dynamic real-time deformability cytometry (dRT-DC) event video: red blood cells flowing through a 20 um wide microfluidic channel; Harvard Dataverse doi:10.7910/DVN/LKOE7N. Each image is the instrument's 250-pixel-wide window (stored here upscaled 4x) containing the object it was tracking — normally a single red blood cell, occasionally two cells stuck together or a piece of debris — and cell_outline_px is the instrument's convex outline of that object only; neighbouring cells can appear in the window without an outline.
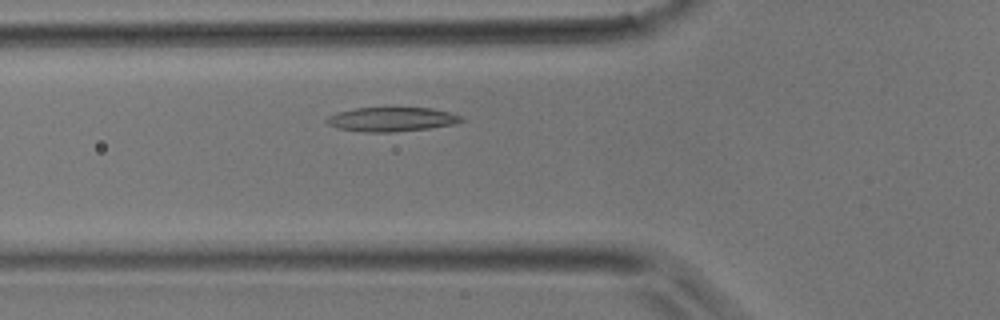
{"species": "common noctule bat (a hibernating species)", "species_latin": "Nyctalus noctula", "temperature_condition": "room temperature", "stored_images_in_passage": 34, "camera_frame_rate_fps": 3000, "um_per_image_px": 0.085, "animal": {"sex": "male", "body_mass_g": 17.9}, "frame": {"image": 1, "passage_image": 8, "time_ms": 2.333, "image_size_px": [1000, 320], "cell_outline_px": [[464, 120], [452, 124], [428, 128], [392, 132], [364, 132], [336, 128], [328, 124], [324, 120], [328, 116], [336, 112], [352, 108], [432, 108], [452, 112], [460, 116]], "centroid_in_image_um": [33.23, 10.14], "position_along_channel_um": 92.6, "area_um2": 19.02}}
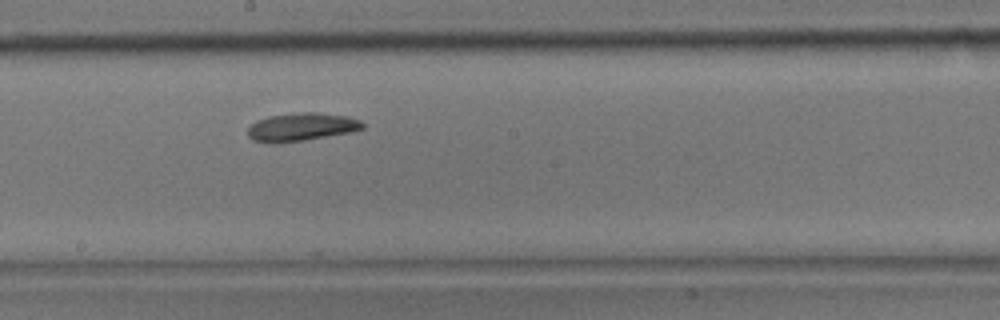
{"frame": {"image": 2, "passage_image": 16, "time_ms": 5.0, "image_size_px": [1000, 320], "cell_outline_px": [[364, 128], [348, 132], [304, 140], [276, 144], [272, 144], [252, 140], [248, 136], [248, 128], [256, 120], [268, 116], [300, 112], [316, 112], [348, 116], [360, 120], [364, 124]], "centroid_in_image_um": [25.58, 10.79], "position_along_channel_um": 222.6, "area_um2": 18.84}}
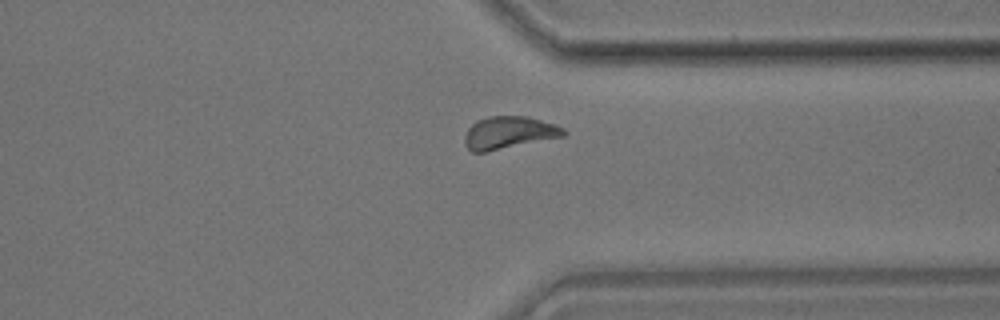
{"frame": {"image": 3, "passage_image": 25, "time_ms": 8.0, "image_size_px": [1000, 320], "cell_outline_px": [[568, 132], [564, 136], [484, 152], [472, 152], [464, 144], [464, 136], [468, 128], [476, 120], [488, 116], [528, 116], [556, 124], [564, 128]], "centroid_in_image_um": [43.25, 11.26], "position_along_channel_um": 368.1, "area_um2": 18.79}}